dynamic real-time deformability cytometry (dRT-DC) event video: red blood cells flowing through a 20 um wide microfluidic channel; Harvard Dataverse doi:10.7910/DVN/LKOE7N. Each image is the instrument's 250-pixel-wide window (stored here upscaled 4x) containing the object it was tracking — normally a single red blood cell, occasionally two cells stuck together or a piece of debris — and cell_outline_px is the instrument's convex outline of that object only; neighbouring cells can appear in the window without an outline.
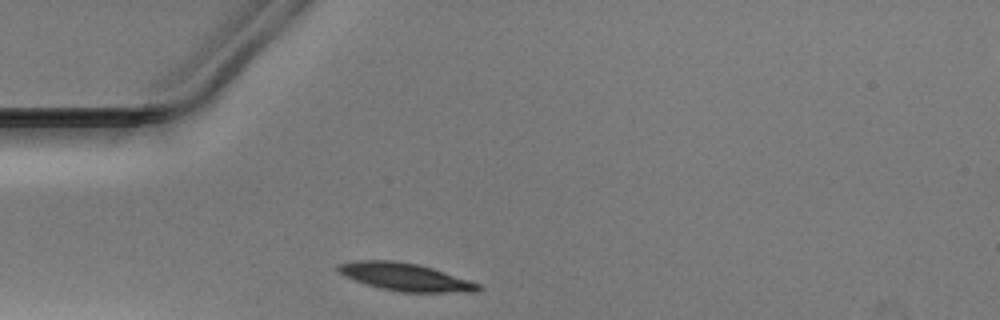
{"species": "Egyptian fruit bat (a non-hibernating species)", "species_latin": "Rousettus aegyptiacus", "temperature_condition": "warm", "stored_images_in_passage": 27, "camera_frame_rate_fps": 3000, "um_per_image_px": 0.085, "animal": {"sex": "male"}, "frame": {"image": 1, "passage_image": 1, "time_ms": 0.0, "image_size_px": [1000, 320], "cell_outline_px": [[484, 288], [480, 292], [400, 292], [380, 288], [364, 284], [344, 276], [336, 268], [336, 264], [356, 260], [392, 260], [416, 264], [432, 268], [480, 284]], "centroid_in_image_um": [34.43, 23.55], "position_along_channel_um": 50.6, "area_um2": 22.66}}
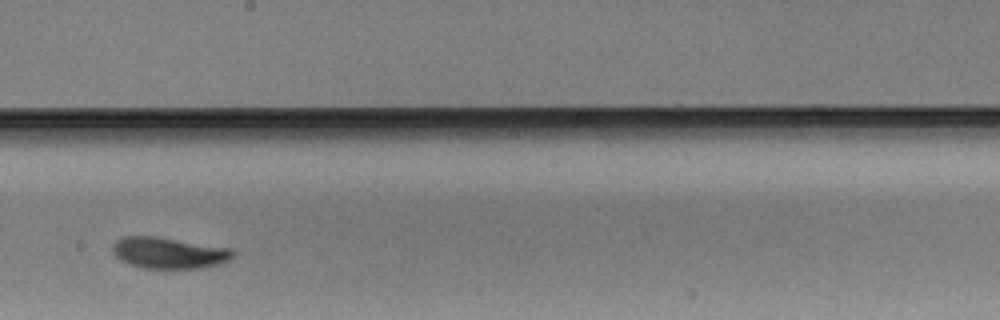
{"frame": {"image": 2, "passage_image": 16, "time_ms": 5.0, "image_size_px": [1000, 320], "cell_outline_px": [[236, 252], [228, 260], [216, 264], [200, 268], [140, 268], [128, 264], [120, 260], [112, 252], [112, 244], [116, 240], [124, 236], [156, 236], [228, 248]], "centroid_in_image_um": [14.27, 21.49], "position_along_channel_um": 233.9, "area_um2": 21.79}}
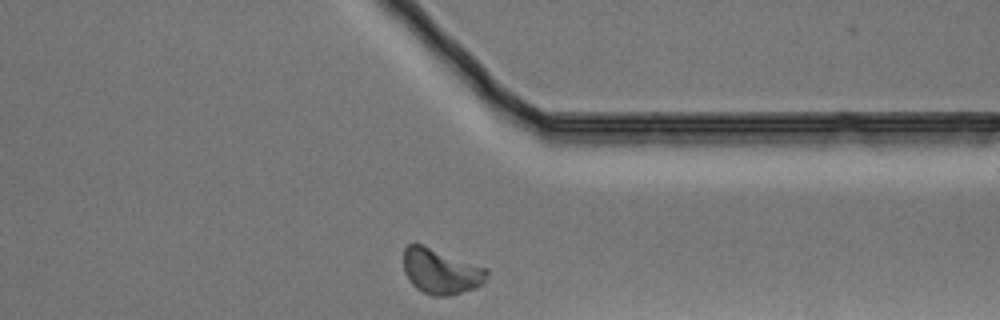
{"frame": {"image": 3, "passage_image": 27, "time_ms": 8.667, "image_size_px": [1000, 320], "cell_outline_px": [[488, 272], [484, 284], [476, 288], [448, 296], [432, 296], [416, 288], [408, 280], [404, 272], [404, 248], [408, 244], [420, 244], [488, 268]], "centroid_in_image_um": [37.48, 23.08], "position_along_channel_um": 373.9, "area_um2": 21.96}}